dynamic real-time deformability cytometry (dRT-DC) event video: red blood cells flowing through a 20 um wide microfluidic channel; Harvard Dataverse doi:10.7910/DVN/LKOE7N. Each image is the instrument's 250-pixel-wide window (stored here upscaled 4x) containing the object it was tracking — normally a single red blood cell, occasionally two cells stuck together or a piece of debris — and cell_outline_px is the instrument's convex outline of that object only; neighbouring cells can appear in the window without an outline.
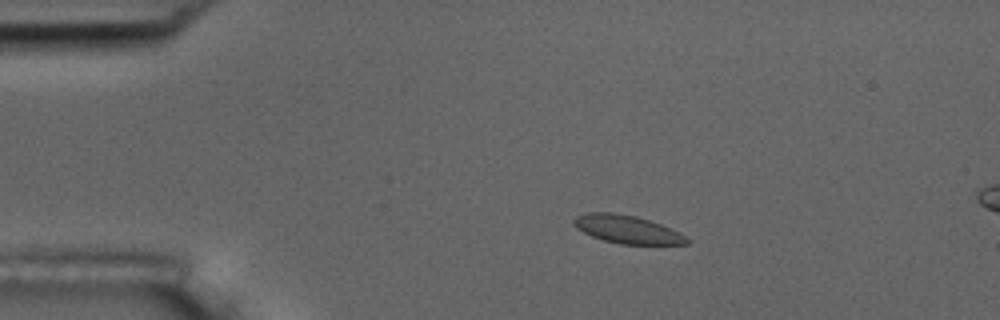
{"species": "common noctule bat (a hibernating species)", "species_latin": "Nyctalus noctula", "temperature_condition": "room temperature", "stored_images_in_passage": 5, "camera_frame_rate_fps": 3000, "um_per_image_px": 0.085, "animal": {"sex": "male", "body_mass_g": 17.5, "forearm_length_mm": 52.3}, "frame": {"image": 1, "passage_image": 3, "time_ms": 2.333, "image_size_px": [1000, 320], "cell_outline_px": [[688, 244], [620, 244], [604, 240], [592, 236], [576, 228], [572, 220], [576, 216], [588, 212], [612, 212], [636, 216], [660, 224], [684, 236], [688, 240]], "centroid_in_image_um": [53.24, 19.48], "position_along_channel_um": 31.8, "area_um2": 18.15}}